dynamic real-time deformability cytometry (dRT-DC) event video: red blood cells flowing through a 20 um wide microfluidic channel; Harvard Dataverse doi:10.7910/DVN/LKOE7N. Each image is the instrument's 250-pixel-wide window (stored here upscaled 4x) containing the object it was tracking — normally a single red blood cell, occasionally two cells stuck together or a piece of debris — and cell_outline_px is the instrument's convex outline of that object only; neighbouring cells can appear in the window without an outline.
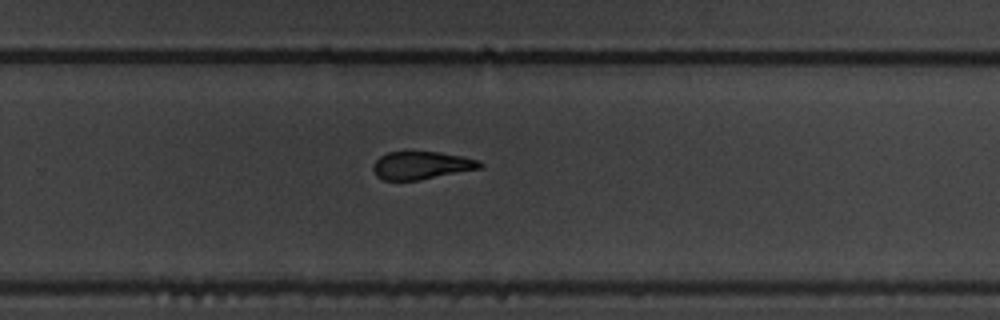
{"species": "common noctule bat (a hibernating species)", "species_latin": "Nyctalus noctula", "temperature_condition": "warm", "stored_images_in_passage": 10, "camera_frame_rate_fps": 3000, "um_per_image_px": 0.085, "animal": {"sex": "male", "body_mass_g": 19.5, "forearm_length_mm": 54.6}, "frame": {"image": 1, "passage_image": 10, "time_ms": 3.0, "image_size_px": [1000, 320], "cell_outline_px": [[484, 164], [480, 168], [420, 180], [384, 180], [376, 176], [372, 168], [376, 160], [380, 156], [388, 152], [408, 148], [440, 152], [480, 160]], "centroid_in_image_um": [35.78, 14.0], "position_along_channel_um": 294.0, "area_um2": 17.98}}